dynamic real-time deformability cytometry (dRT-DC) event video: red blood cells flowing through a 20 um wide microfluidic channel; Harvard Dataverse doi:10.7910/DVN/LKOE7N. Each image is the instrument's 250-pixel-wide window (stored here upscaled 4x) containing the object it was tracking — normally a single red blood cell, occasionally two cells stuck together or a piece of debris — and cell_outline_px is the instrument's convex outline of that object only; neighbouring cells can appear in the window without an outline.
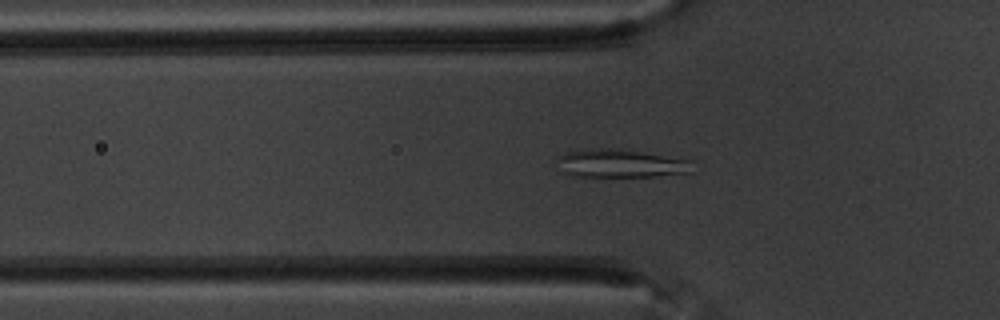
{"species": "common noctule bat (a hibernating species)", "species_latin": "Nyctalus noctula", "temperature_condition": "warm", "stored_images_in_passage": 57, "camera_frame_rate_fps": 3000, "um_per_image_px": 0.085, "animal": {"sex": "male", "body_mass_g": 20.1, "forearm_length_mm": 53.5}, "frame": {"image": 1, "passage_image": 18, "time_ms": 5.667, "image_size_px": [1000, 320], "cell_outline_px": [[696, 160], [692, 172], [656, 176], [572, 176], [564, 172], [560, 156], [568, 152], [592, 148], [620, 148]], "centroid_in_image_um": [52.94, 13.88], "position_along_channel_um": 72.9, "area_um2": 22.25}}
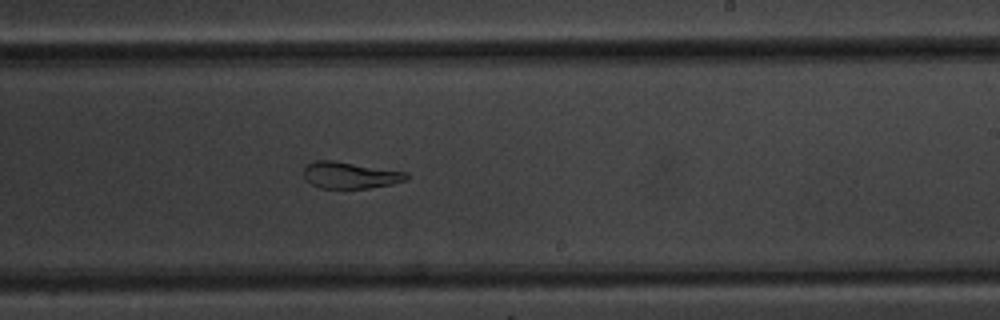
{"frame": {"image": 2, "passage_image": 34, "time_ms": 11.0, "image_size_px": [1000, 320], "cell_outline_px": [[408, 180], [392, 184], [368, 188], [320, 188], [312, 184], [304, 176], [304, 168], [308, 164], [316, 160], [336, 160], [408, 172]], "centroid_in_image_um": [29.8, 14.88], "position_along_channel_um": 259.2, "area_um2": 16.01}}
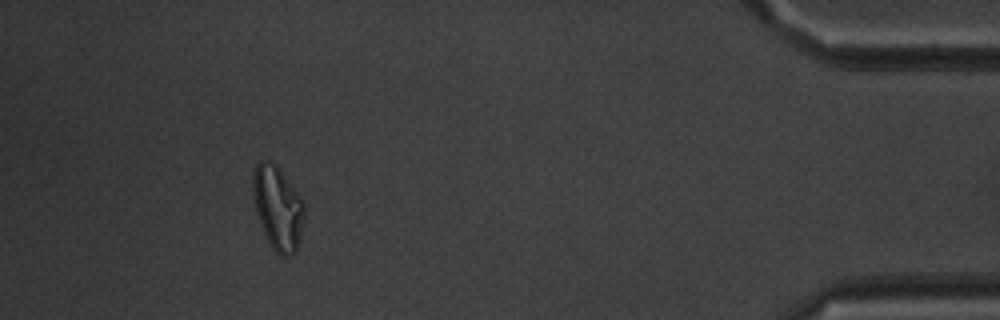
{"frame": {"image": 3, "passage_image": 52, "time_ms": 17.0, "image_size_px": [1000, 320], "cell_outline_px": [[304, 216], [296, 252], [288, 256], [280, 256], [272, 248], [264, 232], [256, 212], [252, 192], [252, 176], [256, 164], [260, 160], [268, 160], [276, 164], [304, 200]], "centroid_in_image_um": [23.6, 17.63], "position_along_channel_um": 411.6, "area_um2": 25.09}, "authors_computed_cell_mechanics": {"area_um2": 22.4842, "velocity_mm_per_s": 3.4783, "shape_relaxation_time_tau1_ms": null, "shape_relaxation_time_tau2_ms": 2.4137, "deformation_change_tau1": null, "deformation_change_tau2": 0.0633}}